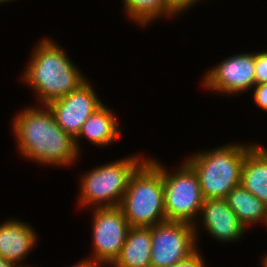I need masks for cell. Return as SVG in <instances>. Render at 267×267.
<instances>
[{
	"label": "cell",
	"mask_w": 267,
	"mask_h": 267,
	"mask_svg": "<svg viewBox=\"0 0 267 267\" xmlns=\"http://www.w3.org/2000/svg\"><path fill=\"white\" fill-rule=\"evenodd\" d=\"M148 158L162 171L166 220L195 224L205 199L194 170L183 160L172 172L159 159Z\"/></svg>",
	"instance_id": "obj_6"
},
{
	"label": "cell",
	"mask_w": 267,
	"mask_h": 267,
	"mask_svg": "<svg viewBox=\"0 0 267 267\" xmlns=\"http://www.w3.org/2000/svg\"><path fill=\"white\" fill-rule=\"evenodd\" d=\"M251 91L255 105L267 113V83L254 85Z\"/></svg>",
	"instance_id": "obj_20"
},
{
	"label": "cell",
	"mask_w": 267,
	"mask_h": 267,
	"mask_svg": "<svg viewBox=\"0 0 267 267\" xmlns=\"http://www.w3.org/2000/svg\"><path fill=\"white\" fill-rule=\"evenodd\" d=\"M91 256L89 258L110 266L120 254L130 228L122 209L92 208Z\"/></svg>",
	"instance_id": "obj_9"
},
{
	"label": "cell",
	"mask_w": 267,
	"mask_h": 267,
	"mask_svg": "<svg viewBox=\"0 0 267 267\" xmlns=\"http://www.w3.org/2000/svg\"><path fill=\"white\" fill-rule=\"evenodd\" d=\"M225 199L246 229L259 223L267 227V205L243 186L235 187Z\"/></svg>",
	"instance_id": "obj_16"
},
{
	"label": "cell",
	"mask_w": 267,
	"mask_h": 267,
	"mask_svg": "<svg viewBox=\"0 0 267 267\" xmlns=\"http://www.w3.org/2000/svg\"><path fill=\"white\" fill-rule=\"evenodd\" d=\"M162 171L147 157L133 172L119 207L130 227L166 221Z\"/></svg>",
	"instance_id": "obj_5"
},
{
	"label": "cell",
	"mask_w": 267,
	"mask_h": 267,
	"mask_svg": "<svg viewBox=\"0 0 267 267\" xmlns=\"http://www.w3.org/2000/svg\"><path fill=\"white\" fill-rule=\"evenodd\" d=\"M241 186L267 205V147L255 144L245 155Z\"/></svg>",
	"instance_id": "obj_14"
},
{
	"label": "cell",
	"mask_w": 267,
	"mask_h": 267,
	"mask_svg": "<svg viewBox=\"0 0 267 267\" xmlns=\"http://www.w3.org/2000/svg\"><path fill=\"white\" fill-rule=\"evenodd\" d=\"M267 83V49L255 52V85Z\"/></svg>",
	"instance_id": "obj_18"
},
{
	"label": "cell",
	"mask_w": 267,
	"mask_h": 267,
	"mask_svg": "<svg viewBox=\"0 0 267 267\" xmlns=\"http://www.w3.org/2000/svg\"><path fill=\"white\" fill-rule=\"evenodd\" d=\"M199 215L193 224L197 244L202 229L203 232L206 230L205 234L210 235L216 242L227 245L240 242L247 230L229 207L226 199H205Z\"/></svg>",
	"instance_id": "obj_11"
},
{
	"label": "cell",
	"mask_w": 267,
	"mask_h": 267,
	"mask_svg": "<svg viewBox=\"0 0 267 267\" xmlns=\"http://www.w3.org/2000/svg\"><path fill=\"white\" fill-rule=\"evenodd\" d=\"M15 1V0H14ZM8 2H13V0L11 1V0H0V5L2 4L3 5V3H8Z\"/></svg>",
	"instance_id": "obj_25"
},
{
	"label": "cell",
	"mask_w": 267,
	"mask_h": 267,
	"mask_svg": "<svg viewBox=\"0 0 267 267\" xmlns=\"http://www.w3.org/2000/svg\"><path fill=\"white\" fill-rule=\"evenodd\" d=\"M151 227H130L120 254L109 267H151Z\"/></svg>",
	"instance_id": "obj_15"
},
{
	"label": "cell",
	"mask_w": 267,
	"mask_h": 267,
	"mask_svg": "<svg viewBox=\"0 0 267 267\" xmlns=\"http://www.w3.org/2000/svg\"><path fill=\"white\" fill-rule=\"evenodd\" d=\"M256 144L229 142L192 153L184 161L196 173L204 199H225L241 183L246 153Z\"/></svg>",
	"instance_id": "obj_3"
},
{
	"label": "cell",
	"mask_w": 267,
	"mask_h": 267,
	"mask_svg": "<svg viewBox=\"0 0 267 267\" xmlns=\"http://www.w3.org/2000/svg\"><path fill=\"white\" fill-rule=\"evenodd\" d=\"M89 80L87 79L67 96L46 105L57 125L74 139L88 117L103 104Z\"/></svg>",
	"instance_id": "obj_10"
},
{
	"label": "cell",
	"mask_w": 267,
	"mask_h": 267,
	"mask_svg": "<svg viewBox=\"0 0 267 267\" xmlns=\"http://www.w3.org/2000/svg\"><path fill=\"white\" fill-rule=\"evenodd\" d=\"M201 249L198 248L192 255L185 260L174 264L171 267H207L204 257L201 254Z\"/></svg>",
	"instance_id": "obj_21"
},
{
	"label": "cell",
	"mask_w": 267,
	"mask_h": 267,
	"mask_svg": "<svg viewBox=\"0 0 267 267\" xmlns=\"http://www.w3.org/2000/svg\"><path fill=\"white\" fill-rule=\"evenodd\" d=\"M38 232L29 222L10 217L0 223V257L27 266L23 262L38 244ZM35 246V248H34Z\"/></svg>",
	"instance_id": "obj_12"
},
{
	"label": "cell",
	"mask_w": 267,
	"mask_h": 267,
	"mask_svg": "<svg viewBox=\"0 0 267 267\" xmlns=\"http://www.w3.org/2000/svg\"><path fill=\"white\" fill-rule=\"evenodd\" d=\"M0 267H20L18 264L5 260L0 257Z\"/></svg>",
	"instance_id": "obj_23"
},
{
	"label": "cell",
	"mask_w": 267,
	"mask_h": 267,
	"mask_svg": "<svg viewBox=\"0 0 267 267\" xmlns=\"http://www.w3.org/2000/svg\"><path fill=\"white\" fill-rule=\"evenodd\" d=\"M151 267H171L198 248L193 225L166 220L151 226Z\"/></svg>",
	"instance_id": "obj_8"
},
{
	"label": "cell",
	"mask_w": 267,
	"mask_h": 267,
	"mask_svg": "<svg viewBox=\"0 0 267 267\" xmlns=\"http://www.w3.org/2000/svg\"><path fill=\"white\" fill-rule=\"evenodd\" d=\"M104 103L97 108L84 122L82 128L75 138V144L79 153L82 149L80 143L83 138L97 147L111 146L116 143L117 138L121 139L123 126L120 125L119 116ZM122 127V128H121ZM82 140V141H81Z\"/></svg>",
	"instance_id": "obj_13"
},
{
	"label": "cell",
	"mask_w": 267,
	"mask_h": 267,
	"mask_svg": "<svg viewBox=\"0 0 267 267\" xmlns=\"http://www.w3.org/2000/svg\"><path fill=\"white\" fill-rule=\"evenodd\" d=\"M14 116L11 131L16 151L24 159L41 167L68 168L81 158L75 139L57 125L46 105H27Z\"/></svg>",
	"instance_id": "obj_1"
},
{
	"label": "cell",
	"mask_w": 267,
	"mask_h": 267,
	"mask_svg": "<svg viewBox=\"0 0 267 267\" xmlns=\"http://www.w3.org/2000/svg\"><path fill=\"white\" fill-rule=\"evenodd\" d=\"M35 44L20 78L33 90L35 105H47L67 96L87 80L67 51L53 38L43 37Z\"/></svg>",
	"instance_id": "obj_2"
},
{
	"label": "cell",
	"mask_w": 267,
	"mask_h": 267,
	"mask_svg": "<svg viewBox=\"0 0 267 267\" xmlns=\"http://www.w3.org/2000/svg\"><path fill=\"white\" fill-rule=\"evenodd\" d=\"M200 81L203 90L227 97L251 92L255 85V51L221 60L209 67Z\"/></svg>",
	"instance_id": "obj_7"
},
{
	"label": "cell",
	"mask_w": 267,
	"mask_h": 267,
	"mask_svg": "<svg viewBox=\"0 0 267 267\" xmlns=\"http://www.w3.org/2000/svg\"><path fill=\"white\" fill-rule=\"evenodd\" d=\"M122 2L125 16L142 29L151 26L154 21H159V18L168 20L177 17L166 6L164 0H122Z\"/></svg>",
	"instance_id": "obj_17"
},
{
	"label": "cell",
	"mask_w": 267,
	"mask_h": 267,
	"mask_svg": "<svg viewBox=\"0 0 267 267\" xmlns=\"http://www.w3.org/2000/svg\"><path fill=\"white\" fill-rule=\"evenodd\" d=\"M266 252V253H265ZM265 252H263L264 253V255H262V257H260L261 258V260H260V265L262 266V267H267V250L265 251Z\"/></svg>",
	"instance_id": "obj_24"
},
{
	"label": "cell",
	"mask_w": 267,
	"mask_h": 267,
	"mask_svg": "<svg viewBox=\"0 0 267 267\" xmlns=\"http://www.w3.org/2000/svg\"><path fill=\"white\" fill-rule=\"evenodd\" d=\"M203 0H164L166 6L177 16H181L190 9H193ZM193 7V8H192Z\"/></svg>",
	"instance_id": "obj_19"
},
{
	"label": "cell",
	"mask_w": 267,
	"mask_h": 267,
	"mask_svg": "<svg viewBox=\"0 0 267 267\" xmlns=\"http://www.w3.org/2000/svg\"><path fill=\"white\" fill-rule=\"evenodd\" d=\"M70 267H107V266L99 261L93 260L89 257L87 258L85 257L81 261L74 263V265H71Z\"/></svg>",
	"instance_id": "obj_22"
},
{
	"label": "cell",
	"mask_w": 267,
	"mask_h": 267,
	"mask_svg": "<svg viewBox=\"0 0 267 267\" xmlns=\"http://www.w3.org/2000/svg\"><path fill=\"white\" fill-rule=\"evenodd\" d=\"M146 158L143 153L135 152L85 171L78 180V208L84 210L119 206L130 176Z\"/></svg>",
	"instance_id": "obj_4"
}]
</instances>
